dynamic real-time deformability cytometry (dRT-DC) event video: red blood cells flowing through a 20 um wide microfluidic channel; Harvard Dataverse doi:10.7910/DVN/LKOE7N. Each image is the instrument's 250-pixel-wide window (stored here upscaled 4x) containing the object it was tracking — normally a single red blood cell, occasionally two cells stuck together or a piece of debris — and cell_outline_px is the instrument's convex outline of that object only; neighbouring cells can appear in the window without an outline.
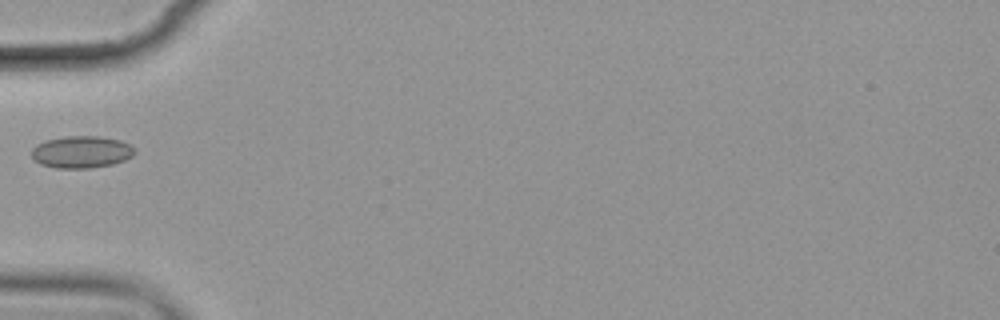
{"species": "common noctule bat (a hibernating species)", "species_latin": "Nyctalus noctula", "temperature_condition": "cold", "stored_images_in_passage": 6, "camera_frame_rate_fps": 3000, "um_per_image_px": 0.085, "animal": {"sex": "female", "body_mass_g": 19.9}, "frame": {"image": 1, "passage_image": 6, "time_ms": 6.333, "image_size_px": [1000, 320], "cell_outline_px": [[136, 152], [132, 156], [124, 160], [112, 164], [92, 168], [56, 168], [40, 164], [32, 160], [32, 148], [36, 144], [44, 140], [64, 136], [100, 136], [120, 140], [136, 148]], "centroid_in_image_um": [6.9, 12.91], "position_along_channel_um": 78.1, "area_um2": 19.54}}